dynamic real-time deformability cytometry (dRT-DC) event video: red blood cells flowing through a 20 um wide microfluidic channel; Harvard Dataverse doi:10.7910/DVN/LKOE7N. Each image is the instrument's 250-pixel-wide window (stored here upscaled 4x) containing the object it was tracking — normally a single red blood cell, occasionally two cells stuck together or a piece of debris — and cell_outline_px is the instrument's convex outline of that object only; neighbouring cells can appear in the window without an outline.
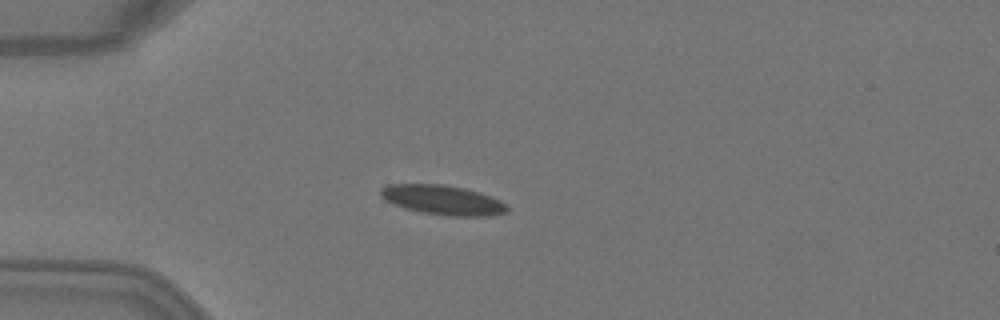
{"species": "Egyptian fruit bat (a non-hibernating species)", "species_latin": "Rousettus aegyptiacus", "temperature_condition": "warm", "stored_images_in_passage": 1, "camera_frame_rate_fps": 3000, "um_per_image_px": 0.085, "animal": {"sex": "female"}, "frame": {"image": 1, "passage_image": 1, "time_ms": 0.0, "image_size_px": [1000, 320], "cell_outline_px": [[508, 212], [492, 216], [444, 216], [420, 212], [404, 208], [392, 204], [384, 200], [380, 196], [380, 188], [388, 184], [444, 184], [464, 188], [480, 192], [492, 196], [508, 204]], "centroid_in_image_um": [37.64, 17.0], "position_along_channel_um": 47.4, "area_um2": 22.31}}